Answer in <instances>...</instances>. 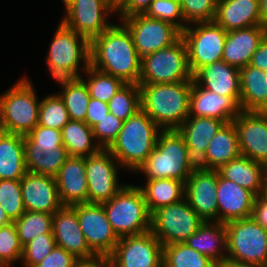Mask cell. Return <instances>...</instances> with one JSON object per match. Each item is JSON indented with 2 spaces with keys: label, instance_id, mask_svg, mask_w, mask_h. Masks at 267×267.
Listing matches in <instances>:
<instances>
[{
  "label": "cell",
  "instance_id": "obj_1",
  "mask_svg": "<svg viewBox=\"0 0 267 267\" xmlns=\"http://www.w3.org/2000/svg\"><path fill=\"white\" fill-rule=\"evenodd\" d=\"M116 21L90 41V66L125 84L139 85L142 58L127 27Z\"/></svg>",
  "mask_w": 267,
  "mask_h": 267
},
{
  "label": "cell",
  "instance_id": "obj_2",
  "mask_svg": "<svg viewBox=\"0 0 267 267\" xmlns=\"http://www.w3.org/2000/svg\"><path fill=\"white\" fill-rule=\"evenodd\" d=\"M197 167L177 129L161 130L154 150L133 174L141 179H175L184 183Z\"/></svg>",
  "mask_w": 267,
  "mask_h": 267
},
{
  "label": "cell",
  "instance_id": "obj_3",
  "mask_svg": "<svg viewBox=\"0 0 267 267\" xmlns=\"http://www.w3.org/2000/svg\"><path fill=\"white\" fill-rule=\"evenodd\" d=\"M192 80L139 83L141 107L162 130L177 129L189 117Z\"/></svg>",
  "mask_w": 267,
  "mask_h": 267
},
{
  "label": "cell",
  "instance_id": "obj_4",
  "mask_svg": "<svg viewBox=\"0 0 267 267\" xmlns=\"http://www.w3.org/2000/svg\"><path fill=\"white\" fill-rule=\"evenodd\" d=\"M162 129L140 107L127 120L107 149L128 174H134L154 150Z\"/></svg>",
  "mask_w": 267,
  "mask_h": 267
},
{
  "label": "cell",
  "instance_id": "obj_5",
  "mask_svg": "<svg viewBox=\"0 0 267 267\" xmlns=\"http://www.w3.org/2000/svg\"><path fill=\"white\" fill-rule=\"evenodd\" d=\"M52 36L44 56L49 76L53 81L81 77L90 66V41L61 21Z\"/></svg>",
  "mask_w": 267,
  "mask_h": 267
},
{
  "label": "cell",
  "instance_id": "obj_6",
  "mask_svg": "<svg viewBox=\"0 0 267 267\" xmlns=\"http://www.w3.org/2000/svg\"><path fill=\"white\" fill-rule=\"evenodd\" d=\"M102 205L118 238L151 230V213L136 183L127 182L115 196Z\"/></svg>",
  "mask_w": 267,
  "mask_h": 267
},
{
  "label": "cell",
  "instance_id": "obj_7",
  "mask_svg": "<svg viewBox=\"0 0 267 267\" xmlns=\"http://www.w3.org/2000/svg\"><path fill=\"white\" fill-rule=\"evenodd\" d=\"M32 82L25 73L0 92V112L7 133L24 136L38 125L41 98Z\"/></svg>",
  "mask_w": 267,
  "mask_h": 267
},
{
  "label": "cell",
  "instance_id": "obj_8",
  "mask_svg": "<svg viewBox=\"0 0 267 267\" xmlns=\"http://www.w3.org/2000/svg\"><path fill=\"white\" fill-rule=\"evenodd\" d=\"M25 165L29 172L55 177L69 154L58 129L36 125L24 135Z\"/></svg>",
  "mask_w": 267,
  "mask_h": 267
},
{
  "label": "cell",
  "instance_id": "obj_9",
  "mask_svg": "<svg viewBox=\"0 0 267 267\" xmlns=\"http://www.w3.org/2000/svg\"><path fill=\"white\" fill-rule=\"evenodd\" d=\"M227 260L267 266V230L252 217L225 223Z\"/></svg>",
  "mask_w": 267,
  "mask_h": 267
},
{
  "label": "cell",
  "instance_id": "obj_10",
  "mask_svg": "<svg viewBox=\"0 0 267 267\" xmlns=\"http://www.w3.org/2000/svg\"><path fill=\"white\" fill-rule=\"evenodd\" d=\"M192 79L187 48L182 38L173 45L142 58L139 83L163 84Z\"/></svg>",
  "mask_w": 267,
  "mask_h": 267
},
{
  "label": "cell",
  "instance_id": "obj_11",
  "mask_svg": "<svg viewBox=\"0 0 267 267\" xmlns=\"http://www.w3.org/2000/svg\"><path fill=\"white\" fill-rule=\"evenodd\" d=\"M227 31L215 21L189 24L182 32L192 75L203 66L222 60Z\"/></svg>",
  "mask_w": 267,
  "mask_h": 267
},
{
  "label": "cell",
  "instance_id": "obj_12",
  "mask_svg": "<svg viewBox=\"0 0 267 267\" xmlns=\"http://www.w3.org/2000/svg\"><path fill=\"white\" fill-rule=\"evenodd\" d=\"M204 220L189 205L186 198L157 209L151 215V231L162 246L184 243Z\"/></svg>",
  "mask_w": 267,
  "mask_h": 267
},
{
  "label": "cell",
  "instance_id": "obj_13",
  "mask_svg": "<svg viewBox=\"0 0 267 267\" xmlns=\"http://www.w3.org/2000/svg\"><path fill=\"white\" fill-rule=\"evenodd\" d=\"M63 10L60 21L89 41L115 22L113 0H73Z\"/></svg>",
  "mask_w": 267,
  "mask_h": 267
},
{
  "label": "cell",
  "instance_id": "obj_14",
  "mask_svg": "<svg viewBox=\"0 0 267 267\" xmlns=\"http://www.w3.org/2000/svg\"><path fill=\"white\" fill-rule=\"evenodd\" d=\"M85 170L88 203L107 202L127 183L120 180V174L125 170L107 149H101L98 153L86 157Z\"/></svg>",
  "mask_w": 267,
  "mask_h": 267
},
{
  "label": "cell",
  "instance_id": "obj_15",
  "mask_svg": "<svg viewBox=\"0 0 267 267\" xmlns=\"http://www.w3.org/2000/svg\"><path fill=\"white\" fill-rule=\"evenodd\" d=\"M121 21L132 35L137 53L141 58L176 43L181 31L174 25L151 18L145 14H136Z\"/></svg>",
  "mask_w": 267,
  "mask_h": 267
},
{
  "label": "cell",
  "instance_id": "obj_16",
  "mask_svg": "<svg viewBox=\"0 0 267 267\" xmlns=\"http://www.w3.org/2000/svg\"><path fill=\"white\" fill-rule=\"evenodd\" d=\"M109 257L113 267H163V246L150 230L119 238Z\"/></svg>",
  "mask_w": 267,
  "mask_h": 267
},
{
  "label": "cell",
  "instance_id": "obj_17",
  "mask_svg": "<svg viewBox=\"0 0 267 267\" xmlns=\"http://www.w3.org/2000/svg\"><path fill=\"white\" fill-rule=\"evenodd\" d=\"M72 206L76 209L80 229L90 250L96 256H110L119 238L107 219L103 205L81 203Z\"/></svg>",
  "mask_w": 267,
  "mask_h": 267
},
{
  "label": "cell",
  "instance_id": "obj_18",
  "mask_svg": "<svg viewBox=\"0 0 267 267\" xmlns=\"http://www.w3.org/2000/svg\"><path fill=\"white\" fill-rule=\"evenodd\" d=\"M241 155L267 168V111H244L232 121Z\"/></svg>",
  "mask_w": 267,
  "mask_h": 267
},
{
  "label": "cell",
  "instance_id": "obj_19",
  "mask_svg": "<svg viewBox=\"0 0 267 267\" xmlns=\"http://www.w3.org/2000/svg\"><path fill=\"white\" fill-rule=\"evenodd\" d=\"M218 171L196 167L185 182V198L204 221L218 222Z\"/></svg>",
  "mask_w": 267,
  "mask_h": 267
},
{
  "label": "cell",
  "instance_id": "obj_20",
  "mask_svg": "<svg viewBox=\"0 0 267 267\" xmlns=\"http://www.w3.org/2000/svg\"><path fill=\"white\" fill-rule=\"evenodd\" d=\"M52 232L56 245L71 253L78 260L96 257L80 229L77 212L73 206L62 205L53 213Z\"/></svg>",
  "mask_w": 267,
  "mask_h": 267
},
{
  "label": "cell",
  "instance_id": "obj_21",
  "mask_svg": "<svg viewBox=\"0 0 267 267\" xmlns=\"http://www.w3.org/2000/svg\"><path fill=\"white\" fill-rule=\"evenodd\" d=\"M20 183L26 211L53 214L62 206L55 177L27 171Z\"/></svg>",
  "mask_w": 267,
  "mask_h": 267
},
{
  "label": "cell",
  "instance_id": "obj_22",
  "mask_svg": "<svg viewBox=\"0 0 267 267\" xmlns=\"http://www.w3.org/2000/svg\"><path fill=\"white\" fill-rule=\"evenodd\" d=\"M255 197L252 191L222 178L218 173V222L227 223L251 217Z\"/></svg>",
  "mask_w": 267,
  "mask_h": 267
},
{
  "label": "cell",
  "instance_id": "obj_23",
  "mask_svg": "<svg viewBox=\"0 0 267 267\" xmlns=\"http://www.w3.org/2000/svg\"><path fill=\"white\" fill-rule=\"evenodd\" d=\"M86 157L69 156L55 176L62 205L88 203Z\"/></svg>",
  "mask_w": 267,
  "mask_h": 267
},
{
  "label": "cell",
  "instance_id": "obj_24",
  "mask_svg": "<svg viewBox=\"0 0 267 267\" xmlns=\"http://www.w3.org/2000/svg\"><path fill=\"white\" fill-rule=\"evenodd\" d=\"M241 112L240 106L231 98L206 90L192 79L189 116L216 118L232 122Z\"/></svg>",
  "mask_w": 267,
  "mask_h": 267
},
{
  "label": "cell",
  "instance_id": "obj_25",
  "mask_svg": "<svg viewBox=\"0 0 267 267\" xmlns=\"http://www.w3.org/2000/svg\"><path fill=\"white\" fill-rule=\"evenodd\" d=\"M193 80L206 90L231 97L240 106L239 68L220 60L200 68Z\"/></svg>",
  "mask_w": 267,
  "mask_h": 267
},
{
  "label": "cell",
  "instance_id": "obj_26",
  "mask_svg": "<svg viewBox=\"0 0 267 267\" xmlns=\"http://www.w3.org/2000/svg\"><path fill=\"white\" fill-rule=\"evenodd\" d=\"M266 35L267 27L263 25L228 31L222 60L239 69L245 67Z\"/></svg>",
  "mask_w": 267,
  "mask_h": 267
},
{
  "label": "cell",
  "instance_id": "obj_27",
  "mask_svg": "<svg viewBox=\"0 0 267 267\" xmlns=\"http://www.w3.org/2000/svg\"><path fill=\"white\" fill-rule=\"evenodd\" d=\"M214 21L227 32L263 25L260 0H218Z\"/></svg>",
  "mask_w": 267,
  "mask_h": 267
},
{
  "label": "cell",
  "instance_id": "obj_28",
  "mask_svg": "<svg viewBox=\"0 0 267 267\" xmlns=\"http://www.w3.org/2000/svg\"><path fill=\"white\" fill-rule=\"evenodd\" d=\"M184 243L209 257L218 266L227 260V230L225 223L204 221Z\"/></svg>",
  "mask_w": 267,
  "mask_h": 267
},
{
  "label": "cell",
  "instance_id": "obj_29",
  "mask_svg": "<svg viewBox=\"0 0 267 267\" xmlns=\"http://www.w3.org/2000/svg\"><path fill=\"white\" fill-rule=\"evenodd\" d=\"M241 156L238 135L233 122L225 123L209 142L204 156L197 166L218 170L221 166Z\"/></svg>",
  "mask_w": 267,
  "mask_h": 267
},
{
  "label": "cell",
  "instance_id": "obj_30",
  "mask_svg": "<svg viewBox=\"0 0 267 267\" xmlns=\"http://www.w3.org/2000/svg\"><path fill=\"white\" fill-rule=\"evenodd\" d=\"M224 124L223 120L216 118L189 116L177 128L196 163L204 156L209 142Z\"/></svg>",
  "mask_w": 267,
  "mask_h": 267
},
{
  "label": "cell",
  "instance_id": "obj_31",
  "mask_svg": "<svg viewBox=\"0 0 267 267\" xmlns=\"http://www.w3.org/2000/svg\"><path fill=\"white\" fill-rule=\"evenodd\" d=\"M266 169L263 164L241 155L221 166L217 171L222 178L235 182L257 196L265 193Z\"/></svg>",
  "mask_w": 267,
  "mask_h": 267
},
{
  "label": "cell",
  "instance_id": "obj_32",
  "mask_svg": "<svg viewBox=\"0 0 267 267\" xmlns=\"http://www.w3.org/2000/svg\"><path fill=\"white\" fill-rule=\"evenodd\" d=\"M240 108L244 111H267V76L264 71L246 65L239 69Z\"/></svg>",
  "mask_w": 267,
  "mask_h": 267
},
{
  "label": "cell",
  "instance_id": "obj_33",
  "mask_svg": "<svg viewBox=\"0 0 267 267\" xmlns=\"http://www.w3.org/2000/svg\"><path fill=\"white\" fill-rule=\"evenodd\" d=\"M136 184L142 191L151 215L159 208L181 201L185 198V183L175 179L143 180Z\"/></svg>",
  "mask_w": 267,
  "mask_h": 267
},
{
  "label": "cell",
  "instance_id": "obj_34",
  "mask_svg": "<svg viewBox=\"0 0 267 267\" xmlns=\"http://www.w3.org/2000/svg\"><path fill=\"white\" fill-rule=\"evenodd\" d=\"M26 173L24 136L7 133L0 140V180H21Z\"/></svg>",
  "mask_w": 267,
  "mask_h": 267
},
{
  "label": "cell",
  "instance_id": "obj_35",
  "mask_svg": "<svg viewBox=\"0 0 267 267\" xmlns=\"http://www.w3.org/2000/svg\"><path fill=\"white\" fill-rule=\"evenodd\" d=\"M59 91L57 94L63 100L70 120L85 122L90 94L88 87L81 77L55 80Z\"/></svg>",
  "mask_w": 267,
  "mask_h": 267
},
{
  "label": "cell",
  "instance_id": "obj_36",
  "mask_svg": "<svg viewBox=\"0 0 267 267\" xmlns=\"http://www.w3.org/2000/svg\"><path fill=\"white\" fill-rule=\"evenodd\" d=\"M61 134L69 156L88 157L101 150L95 141L92 128L83 121L70 120L62 128Z\"/></svg>",
  "mask_w": 267,
  "mask_h": 267
},
{
  "label": "cell",
  "instance_id": "obj_37",
  "mask_svg": "<svg viewBox=\"0 0 267 267\" xmlns=\"http://www.w3.org/2000/svg\"><path fill=\"white\" fill-rule=\"evenodd\" d=\"M163 267H218V265L185 243H173L163 246Z\"/></svg>",
  "mask_w": 267,
  "mask_h": 267
},
{
  "label": "cell",
  "instance_id": "obj_38",
  "mask_svg": "<svg viewBox=\"0 0 267 267\" xmlns=\"http://www.w3.org/2000/svg\"><path fill=\"white\" fill-rule=\"evenodd\" d=\"M91 98L108 103L125 84L121 79L89 66L81 75Z\"/></svg>",
  "mask_w": 267,
  "mask_h": 267
},
{
  "label": "cell",
  "instance_id": "obj_39",
  "mask_svg": "<svg viewBox=\"0 0 267 267\" xmlns=\"http://www.w3.org/2000/svg\"><path fill=\"white\" fill-rule=\"evenodd\" d=\"M13 223L23 247L40 234L53 233V214L25 211L21 217L14 220Z\"/></svg>",
  "mask_w": 267,
  "mask_h": 267
},
{
  "label": "cell",
  "instance_id": "obj_40",
  "mask_svg": "<svg viewBox=\"0 0 267 267\" xmlns=\"http://www.w3.org/2000/svg\"><path fill=\"white\" fill-rule=\"evenodd\" d=\"M69 121L68 111L56 91L44 94L39 106L38 125L61 131Z\"/></svg>",
  "mask_w": 267,
  "mask_h": 267
},
{
  "label": "cell",
  "instance_id": "obj_41",
  "mask_svg": "<svg viewBox=\"0 0 267 267\" xmlns=\"http://www.w3.org/2000/svg\"><path fill=\"white\" fill-rule=\"evenodd\" d=\"M140 107V87L137 84H124L108 102L109 112L122 121L127 120Z\"/></svg>",
  "mask_w": 267,
  "mask_h": 267
},
{
  "label": "cell",
  "instance_id": "obj_42",
  "mask_svg": "<svg viewBox=\"0 0 267 267\" xmlns=\"http://www.w3.org/2000/svg\"><path fill=\"white\" fill-rule=\"evenodd\" d=\"M22 254L23 246L14 223L0 227V267H18Z\"/></svg>",
  "mask_w": 267,
  "mask_h": 267
},
{
  "label": "cell",
  "instance_id": "obj_43",
  "mask_svg": "<svg viewBox=\"0 0 267 267\" xmlns=\"http://www.w3.org/2000/svg\"><path fill=\"white\" fill-rule=\"evenodd\" d=\"M0 205L12 221L20 218L26 211L20 180H0Z\"/></svg>",
  "mask_w": 267,
  "mask_h": 267
},
{
  "label": "cell",
  "instance_id": "obj_44",
  "mask_svg": "<svg viewBox=\"0 0 267 267\" xmlns=\"http://www.w3.org/2000/svg\"><path fill=\"white\" fill-rule=\"evenodd\" d=\"M144 14L168 22L181 32L189 25L183 17L180 2L176 0H153Z\"/></svg>",
  "mask_w": 267,
  "mask_h": 267
},
{
  "label": "cell",
  "instance_id": "obj_45",
  "mask_svg": "<svg viewBox=\"0 0 267 267\" xmlns=\"http://www.w3.org/2000/svg\"><path fill=\"white\" fill-rule=\"evenodd\" d=\"M53 233H43L35 237L23 247L21 265L19 267H34L55 248Z\"/></svg>",
  "mask_w": 267,
  "mask_h": 267
},
{
  "label": "cell",
  "instance_id": "obj_46",
  "mask_svg": "<svg viewBox=\"0 0 267 267\" xmlns=\"http://www.w3.org/2000/svg\"><path fill=\"white\" fill-rule=\"evenodd\" d=\"M218 0H181V10L188 24L214 21Z\"/></svg>",
  "mask_w": 267,
  "mask_h": 267
},
{
  "label": "cell",
  "instance_id": "obj_47",
  "mask_svg": "<svg viewBox=\"0 0 267 267\" xmlns=\"http://www.w3.org/2000/svg\"><path fill=\"white\" fill-rule=\"evenodd\" d=\"M123 122L109 112L92 127L95 141L101 149H108L112 145L123 126Z\"/></svg>",
  "mask_w": 267,
  "mask_h": 267
},
{
  "label": "cell",
  "instance_id": "obj_48",
  "mask_svg": "<svg viewBox=\"0 0 267 267\" xmlns=\"http://www.w3.org/2000/svg\"><path fill=\"white\" fill-rule=\"evenodd\" d=\"M77 261L71 253L56 245L50 254L34 267H75Z\"/></svg>",
  "mask_w": 267,
  "mask_h": 267
},
{
  "label": "cell",
  "instance_id": "obj_49",
  "mask_svg": "<svg viewBox=\"0 0 267 267\" xmlns=\"http://www.w3.org/2000/svg\"><path fill=\"white\" fill-rule=\"evenodd\" d=\"M153 0H116L117 19H124L136 14H144Z\"/></svg>",
  "mask_w": 267,
  "mask_h": 267
},
{
  "label": "cell",
  "instance_id": "obj_50",
  "mask_svg": "<svg viewBox=\"0 0 267 267\" xmlns=\"http://www.w3.org/2000/svg\"><path fill=\"white\" fill-rule=\"evenodd\" d=\"M108 113V103L90 97L85 123L92 128Z\"/></svg>",
  "mask_w": 267,
  "mask_h": 267
},
{
  "label": "cell",
  "instance_id": "obj_51",
  "mask_svg": "<svg viewBox=\"0 0 267 267\" xmlns=\"http://www.w3.org/2000/svg\"><path fill=\"white\" fill-rule=\"evenodd\" d=\"M251 217L267 230V194L262 193L255 197Z\"/></svg>",
  "mask_w": 267,
  "mask_h": 267
},
{
  "label": "cell",
  "instance_id": "obj_52",
  "mask_svg": "<svg viewBox=\"0 0 267 267\" xmlns=\"http://www.w3.org/2000/svg\"><path fill=\"white\" fill-rule=\"evenodd\" d=\"M250 65L262 71L267 69V35L261 41L257 50L253 54Z\"/></svg>",
  "mask_w": 267,
  "mask_h": 267
},
{
  "label": "cell",
  "instance_id": "obj_53",
  "mask_svg": "<svg viewBox=\"0 0 267 267\" xmlns=\"http://www.w3.org/2000/svg\"><path fill=\"white\" fill-rule=\"evenodd\" d=\"M75 267H113L109 256H96L88 260H78Z\"/></svg>",
  "mask_w": 267,
  "mask_h": 267
},
{
  "label": "cell",
  "instance_id": "obj_54",
  "mask_svg": "<svg viewBox=\"0 0 267 267\" xmlns=\"http://www.w3.org/2000/svg\"><path fill=\"white\" fill-rule=\"evenodd\" d=\"M218 267H267V266L251 265V264L232 262V261L226 260L224 263L220 264Z\"/></svg>",
  "mask_w": 267,
  "mask_h": 267
},
{
  "label": "cell",
  "instance_id": "obj_55",
  "mask_svg": "<svg viewBox=\"0 0 267 267\" xmlns=\"http://www.w3.org/2000/svg\"><path fill=\"white\" fill-rule=\"evenodd\" d=\"M260 16L263 26L267 27V0H260Z\"/></svg>",
  "mask_w": 267,
  "mask_h": 267
},
{
  "label": "cell",
  "instance_id": "obj_56",
  "mask_svg": "<svg viewBox=\"0 0 267 267\" xmlns=\"http://www.w3.org/2000/svg\"><path fill=\"white\" fill-rule=\"evenodd\" d=\"M13 223L10 217L6 214L5 210L0 205V227L7 226Z\"/></svg>",
  "mask_w": 267,
  "mask_h": 267
},
{
  "label": "cell",
  "instance_id": "obj_57",
  "mask_svg": "<svg viewBox=\"0 0 267 267\" xmlns=\"http://www.w3.org/2000/svg\"><path fill=\"white\" fill-rule=\"evenodd\" d=\"M7 134L5 123L3 122L2 115L0 112V140Z\"/></svg>",
  "mask_w": 267,
  "mask_h": 267
},
{
  "label": "cell",
  "instance_id": "obj_58",
  "mask_svg": "<svg viewBox=\"0 0 267 267\" xmlns=\"http://www.w3.org/2000/svg\"><path fill=\"white\" fill-rule=\"evenodd\" d=\"M73 0H61V2L63 3L62 8L64 9L70 2H72Z\"/></svg>",
  "mask_w": 267,
  "mask_h": 267
},
{
  "label": "cell",
  "instance_id": "obj_59",
  "mask_svg": "<svg viewBox=\"0 0 267 267\" xmlns=\"http://www.w3.org/2000/svg\"><path fill=\"white\" fill-rule=\"evenodd\" d=\"M265 194H267V169L265 174Z\"/></svg>",
  "mask_w": 267,
  "mask_h": 267
},
{
  "label": "cell",
  "instance_id": "obj_60",
  "mask_svg": "<svg viewBox=\"0 0 267 267\" xmlns=\"http://www.w3.org/2000/svg\"><path fill=\"white\" fill-rule=\"evenodd\" d=\"M264 75L267 76V69L264 70Z\"/></svg>",
  "mask_w": 267,
  "mask_h": 267
}]
</instances>
